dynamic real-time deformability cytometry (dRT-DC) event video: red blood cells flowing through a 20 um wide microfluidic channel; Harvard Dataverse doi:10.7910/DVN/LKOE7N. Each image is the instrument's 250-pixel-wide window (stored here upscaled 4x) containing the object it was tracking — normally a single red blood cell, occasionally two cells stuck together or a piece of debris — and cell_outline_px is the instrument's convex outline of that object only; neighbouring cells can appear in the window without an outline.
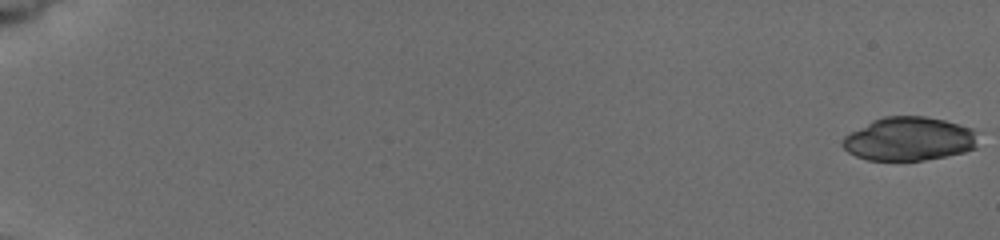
{"species": "common noctule bat (a hibernating species)", "species_latin": "Nyctalus noctula", "temperature_condition": "cold", "stored_images_in_passage": 28, "camera_frame_rate_fps": 3000, "um_per_image_px": 0.085, "animal": {"sex": "female", "body_mass_g": 19.5, "forearm_length_mm": 54.1}, "frame": {"image": 1, "passage_image": 1, "time_ms": 0.0, "image_size_px": [1000, 240], "cell_outline_px": [[976, 148], [964, 152], [924, 160], [868, 160], [856, 156], [848, 152], [840, 144], [840, 140], [844, 136], [872, 120], [884, 116], [924, 116], [944, 120], [972, 128]], "centroid_in_image_um": [77.21, 11.81], "position_along_channel_um": 7.8, "area_um2": 34.22}}